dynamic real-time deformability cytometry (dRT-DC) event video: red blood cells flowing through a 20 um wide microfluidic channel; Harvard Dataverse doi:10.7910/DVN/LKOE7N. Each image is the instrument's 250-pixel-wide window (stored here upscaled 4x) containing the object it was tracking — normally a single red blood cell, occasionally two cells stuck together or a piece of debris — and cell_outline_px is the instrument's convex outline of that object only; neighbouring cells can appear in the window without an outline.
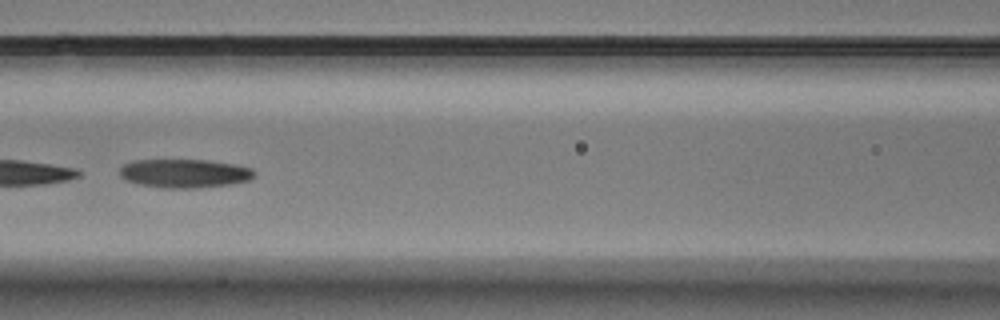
{"species": "Egyptian fruit bat (a non-hibernating species)", "species_latin": "Rousettus aegyptiacus", "temperature_condition": "warm", "stored_images_in_passage": 16, "camera_frame_rate_fps": 3000, "um_per_image_px": 0.085, "animal": {"sex": "male"}, "frame": {"image": 1, "passage_image": 10, "time_ms": 3.0, "image_size_px": [1000, 320], "cell_outline_px": [[256, 176], [248, 180], [232, 184], [196, 188], [160, 188], [136, 184], [124, 180], [120, 176], [120, 168], [124, 164], [132, 160], [208, 160], [232, 164], [252, 168], [256, 172]], "centroid_in_image_um": [15.66, 14.74], "position_along_channel_um": 150.9, "area_um2": 22.77}}